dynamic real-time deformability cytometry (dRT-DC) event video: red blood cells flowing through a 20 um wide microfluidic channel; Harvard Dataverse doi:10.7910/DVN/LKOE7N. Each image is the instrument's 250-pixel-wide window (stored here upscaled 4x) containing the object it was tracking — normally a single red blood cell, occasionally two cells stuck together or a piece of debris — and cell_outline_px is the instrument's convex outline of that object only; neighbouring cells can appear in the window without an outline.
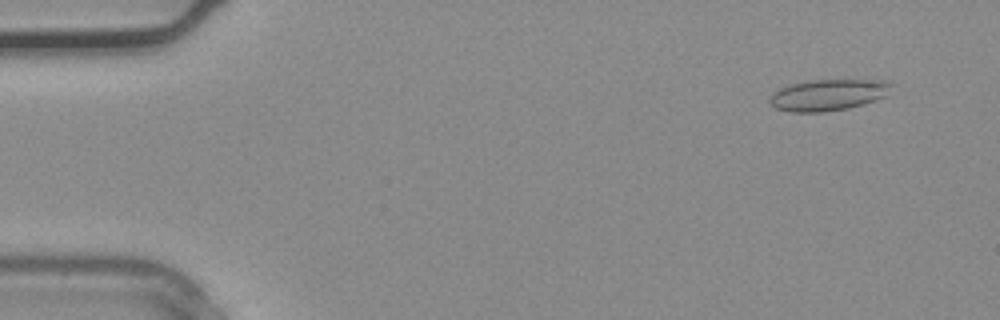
{"species": "common noctule bat (a hibernating species)", "species_latin": "Nyctalus noctula", "temperature_condition": "warm", "stored_images_in_passage": 9, "camera_frame_rate_fps": 3000, "um_per_image_px": 0.085, "animal": {"sex": "male", "body_mass_g": 20.4}, "frame": {"image": 1, "passage_image": 3, "time_ms": 0.667, "image_size_px": [1000, 320], "cell_outline_px": [[892, 84], [884, 96], [876, 100], [848, 108], [824, 112], [788, 112], [776, 108], [768, 100], [780, 88], [792, 84], [812, 80], [888, 80]], "centroid_in_image_um": [70.39, 8.07], "position_along_channel_um": 14.6, "area_um2": 21.91}}